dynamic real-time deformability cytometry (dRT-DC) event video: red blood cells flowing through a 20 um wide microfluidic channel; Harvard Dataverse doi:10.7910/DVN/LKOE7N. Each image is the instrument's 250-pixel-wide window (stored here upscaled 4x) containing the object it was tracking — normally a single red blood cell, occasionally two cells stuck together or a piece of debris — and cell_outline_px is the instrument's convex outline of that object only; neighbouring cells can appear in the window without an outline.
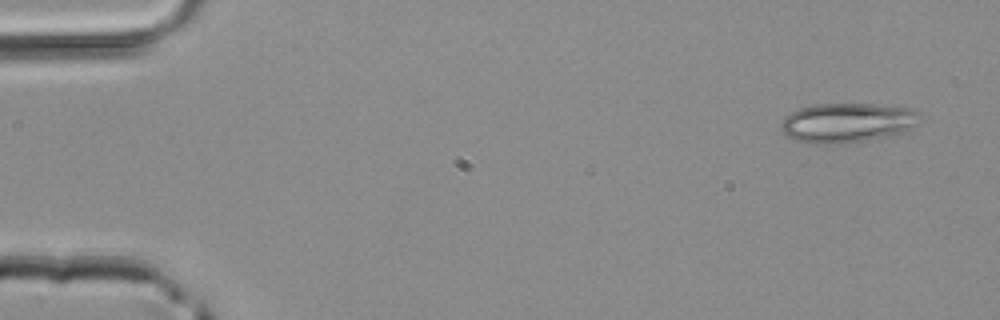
{"species": "common noctule bat (a hibernating species)", "species_latin": "Nyctalus noctula", "temperature_condition": "room temperature", "stored_images_in_passage": 4, "camera_frame_rate_fps": 3000, "um_per_image_px": 0.085, "animal": {"sex": "male", "body_mass_g": 20.4}, "frame": {"image": 1, "passage_image": 1, "time_ms": 0.0, "image_size_px": [1000, 320], "cell_outline_px": [[920, 116], [912, 128], [904, 132], [888, 136], [844, 144], [816, 144], [800, 140], [788, 136], [780, 128], [780, 124], [784, 116], [800, 108], [816, 104], [876, 104], [908, 108], [920, 112]], "centroid_in_image_um": [72.02, 10.43], "position_along_channel_um": 13.0, "area_um2": 31.91}}